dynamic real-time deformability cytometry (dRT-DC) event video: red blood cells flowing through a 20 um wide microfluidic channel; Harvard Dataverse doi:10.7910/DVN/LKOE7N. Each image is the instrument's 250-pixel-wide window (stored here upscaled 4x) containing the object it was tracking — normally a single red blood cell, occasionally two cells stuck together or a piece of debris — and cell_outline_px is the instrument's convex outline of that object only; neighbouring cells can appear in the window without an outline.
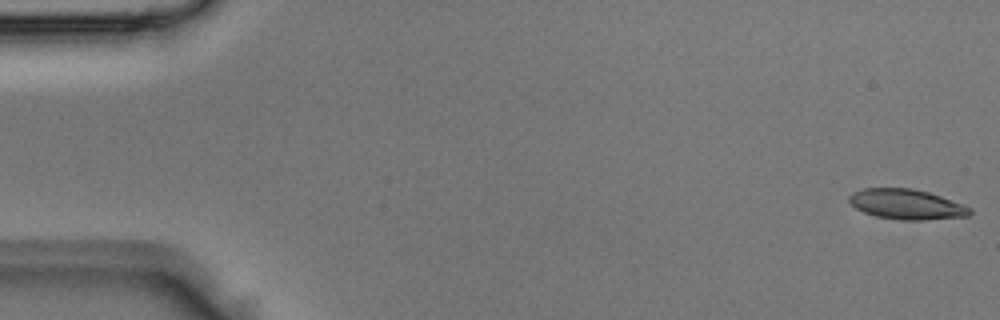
{"species": "Egyptian fruit bat (a non-hibernating species)", "species_latin": "Rousettus aegyptiacus", "temperature_condition": "room temperature", "stored_images_in_passage": 5, "camera_frame_rate_fps": 3000, "um_per_image_px": 0.085, "animal": {"sex": "male"}, "frame": {"image": 1, "passage_image": 1, "time_ms": 0.0, "image_size_px": [1000, 320], "cell_outline_px": [[972, 212], [968, 216], [924, 220], [900, 220], [876, 216], [864, 212], [856, 208], [848, 200], [848, 196], [852, 192], [864, 188], [912, 188], [928, 192], [940, 196], [972, 208]], "centroid_in_image_um": [77.04, 17.36], "position_along_channel_um": 8.0, "area_um2": 21.15}}
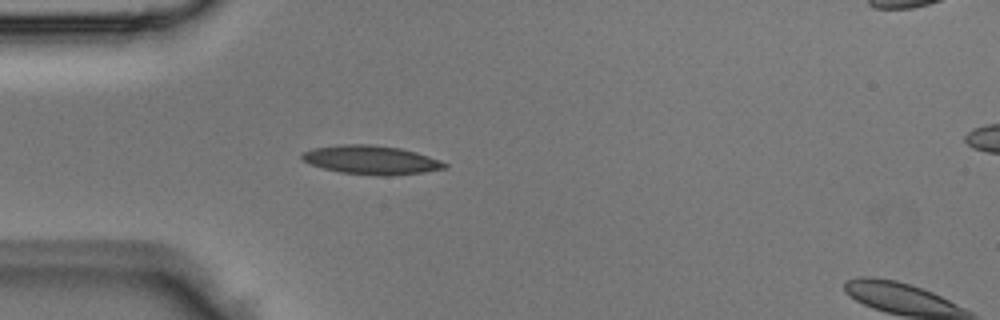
{"frame": {"image": 2, "passage_image": 4, "time_ms": 1.0, "image_size_px": [1000, 320], "cell_outline_px": [[448, 168], [424, 172], [392, 176], [376, 176], [340, 172], [324, 168], [312, 164], [304, 160], [300, 156], [300, 152], [312, 148], [344, 144], [372, 144], [400, 148], [416, 152], [440, 160], [448, 164]], "centroid_in_image_um": [31.57, 13.6], "position_along_channel_um": 53.4, "area_um2": 24.1}}